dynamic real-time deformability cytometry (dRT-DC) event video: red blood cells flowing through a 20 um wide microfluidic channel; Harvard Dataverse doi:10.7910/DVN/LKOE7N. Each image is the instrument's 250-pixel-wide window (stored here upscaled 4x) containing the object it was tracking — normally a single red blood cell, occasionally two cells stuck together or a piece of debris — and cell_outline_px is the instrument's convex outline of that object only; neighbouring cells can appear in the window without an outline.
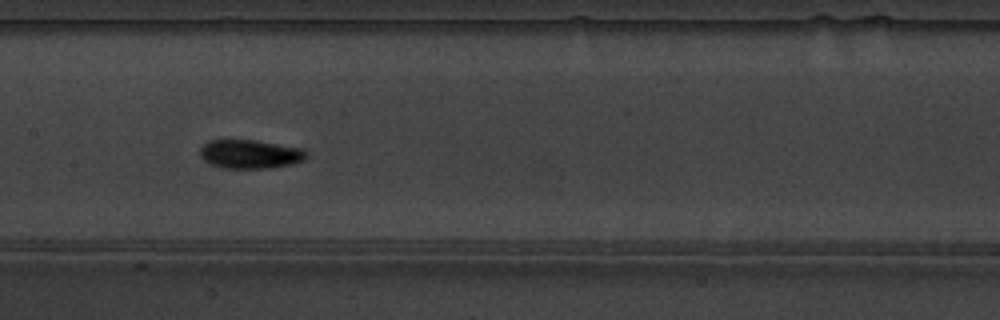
{"species": "common noctule bat (a hibernating species)", "species_latin": "Nyctalus noctula", "temperature_condition": "warm", "stored_images_in_passage": 14, "camera_frame_rate_fps": 3000, "um_per_image_px": 0.085, "animal": {"sex": "male", "body_mass_g": 19.5, "forearm_length_mm": 54.6}, "frame": {"image": 1, "passage_image": 7, "time_ms": 2.0, "image_size_px": [1000, 320], "cell_outline_px": [[308, 156], [304, 160], [292, 164], [272, 168], [220, 168], [208, 164], [200, 156], [200, 148], [208, 140], [256, 140], [304, 148], [308, 152]], "centroid_in_image_um": [21.28, 13.1], "position_along_channel_um": 186.1, "area_um2": 18.21}}
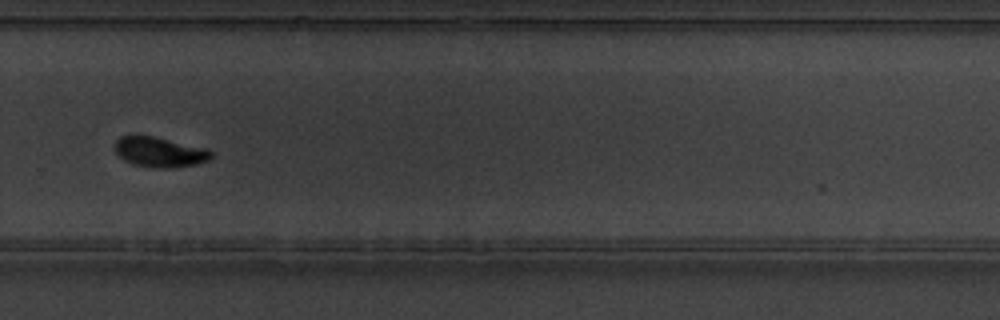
{"frame": {"image": 2, "passage_image": 10, "time_ms": 3.0, "image_size_px": [1000, 320], "cell_outline_px": [[212, 156], [208, 160], [196, 164], [172, 168], [132, 164], [124, 160], [116, 152], [116, 140], [120, 136], [132, 132], [152, 136], [208, 148], [212, 152]], "centroid_in_image_um": [13.55, 12.87], "position_along_channel_um": 316.3, "area_um2": 16.99}}
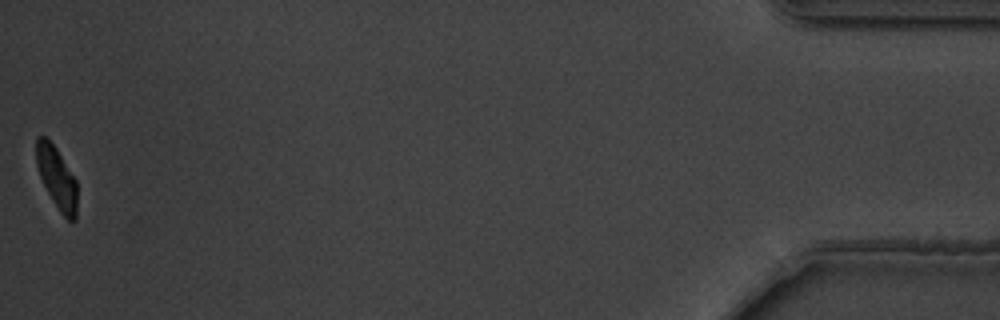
{"frame": {"image": 3, "passage_image": 14, "time_ms": 4.333, "image_size_px": [1000, 320], "cell_outline_px": [[76, 220], [68, 220], [60, 212], [52, 200], [40, 176], [36, 164], [36, 136], [44, 136], [56, 148], [76, 180]], "centroid_in_image_um": [4.81, 15.1], "position_along_channel_um": 430.4, "area_um2": 14.45}}